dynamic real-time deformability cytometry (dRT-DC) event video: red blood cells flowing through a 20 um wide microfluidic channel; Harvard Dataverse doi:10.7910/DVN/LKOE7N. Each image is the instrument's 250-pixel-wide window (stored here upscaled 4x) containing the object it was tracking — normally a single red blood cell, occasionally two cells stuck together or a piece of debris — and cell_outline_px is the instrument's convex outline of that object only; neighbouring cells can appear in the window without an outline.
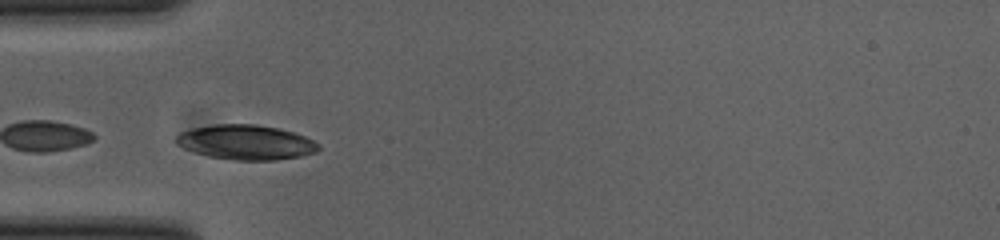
{"species": "common noctule bat (a hibernating species)", "species_latin": "Nyctalus noctula", "temperature_condition": "cold", "stored_images_in_passage": 23, "camera_frame_rate_fps": 3000, "um_per_image_px": 0.085, "animal": {"sex": "female", "body_mass_g": 23.0, "forearm_length_mm": 53.4}, "frame": {"image": 1, "passage_image": 1, "time_ms": 0.0, "image_size_px": [1000, 240], "cell_outline_px": [[320, 148], [316, 152], [300, 156], [276, 160], [232, 160], [208, 156], [184, 148], [176, 144], [176, 136], [180, 132], [192, 128], [216, 124], [252, 124], [276, 128], [292, 132], [304, 136], [320, 144]], "centroid_in_image_um": [20.89, 12.1], "position_along_channel_um": 64.1, "area_um2": 28.67}}
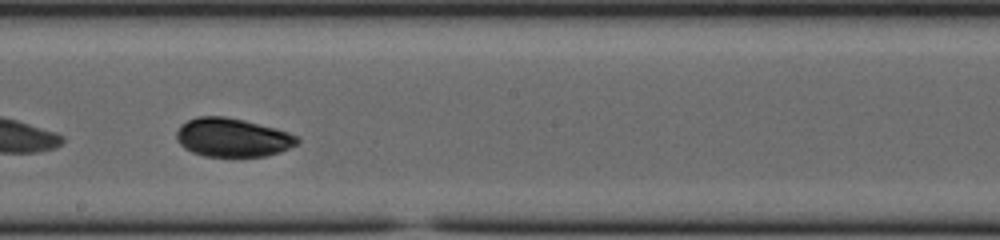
{"frame": {"image": 2, "passage_image": 14, "time_ms": 4.333, "image_size_px": [1000, 240], "cell_outline_px": [[300, 140], [296, 144], [280, 152], [264, 156], [204, 156], [192, 152], [184, 148], [176, 140], [176, 132], [180, 124], [196, 116], [224, 116], [244, 120], [276, 128], [300, 136]], "centroid_in_image_um": [19.74, 11.68], "position_along_channel_um": 228.5, "area_um2": 27.34}}